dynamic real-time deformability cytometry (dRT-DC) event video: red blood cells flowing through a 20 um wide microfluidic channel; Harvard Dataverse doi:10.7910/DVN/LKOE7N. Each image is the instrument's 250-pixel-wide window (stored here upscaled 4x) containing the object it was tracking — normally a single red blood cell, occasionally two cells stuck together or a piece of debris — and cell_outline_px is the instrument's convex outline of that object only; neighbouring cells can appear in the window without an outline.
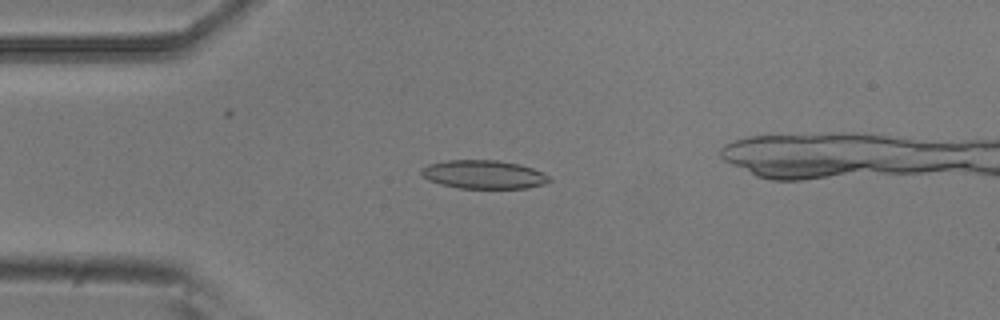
{"species": "common noctule bat (a hibernating species)", "species_latin": "Nyctalus noctula", "temperature_condition": "room temperature", "stored_images_in_passage": 6, "camera_frame_rate_fps": 3000, "um_per_image_px": 0.085, "animal": {"sex": "male", "body_mass_g": 20.5, "forearm_length_mm": 52.5}, "frame": {"image": 1, "passage_image": 3, "time_ms": 0.667, "image_size_px": [1000, 320], "cell_outline_px": [[552, 180], [544, 184], [528, 188], [460, 188], [440, 184], [428, 180], [420, 172], [420, 168], [428, 164], [448, 160], [500, 160], [520, 164], [532, 168], [552, 176]], "centroid_in_image_um": [41.14, 14.82], "position_along_channel_um": 43.9, "area_um2": 21.44}}
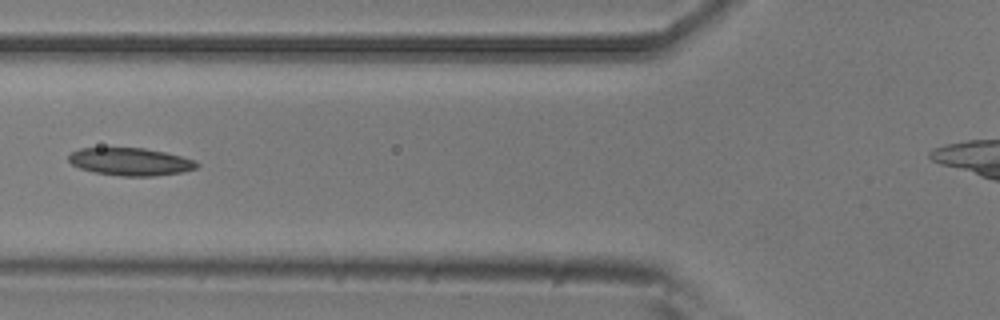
{"frame": {"image": 2, "passage_image": 5, "time_ms": 1.333, "image_size_px": [1000, 320], "cell_outline_px": [[200, 164], [196, 168], [180, 172], [152, 176], [120, 176], [92, 172], [80, 168], [72, 164], [68, 160], [68, 156], [72, 152], [80, 148], [144, 148], [164, 152], [196, 160]], "centroid_in_image_um": [11.07, 13.74], "position_along_channel_um": 114.7, "area_um2": 20.58}}
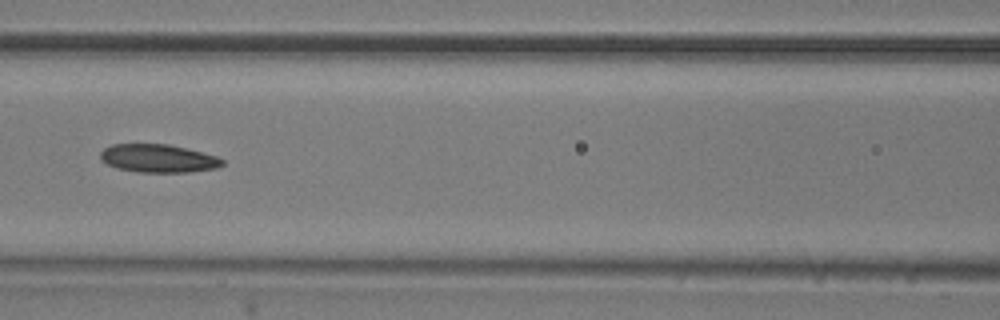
{"frame": {"image": 3, "passage_image": 6, "time_ms": 1.667, "image_size_px": [1000, 320], "cell_outline_px": [[224, 164], [216, 168], [188, 172], [136, 172], [116, 168], [100, 160], [100, 152], [104, 148], [112, 144], [168, 144], [216, 156], [224, 160]], "centroid_in_image_um": [13.41, 13.47], "position_along_channel_um": 153.2, "area_um2": 19.94}}